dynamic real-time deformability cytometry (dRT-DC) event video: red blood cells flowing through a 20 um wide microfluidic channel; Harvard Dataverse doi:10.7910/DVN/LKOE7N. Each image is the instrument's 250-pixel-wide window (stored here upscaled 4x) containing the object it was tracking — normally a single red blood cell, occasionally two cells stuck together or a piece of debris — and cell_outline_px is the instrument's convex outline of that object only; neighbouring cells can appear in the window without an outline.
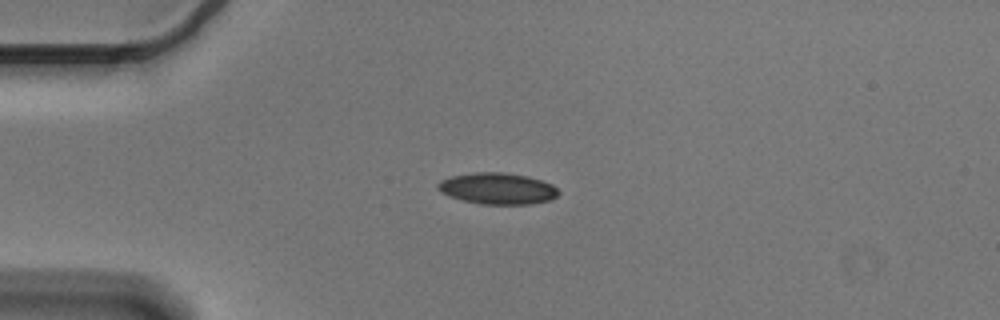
{"species": "Egyptian fruit bat (a non-hibernating species)", "species_latin": "Rousettus aegyptiacus", "temperature_condition": "cold", "stored_images_in_passage": 12, "camera_frame_rate_fps": 3000, "um_per_image_px": 0.085, "animal": {"sex": "male"}, "frame": {"image": 1, "passage_image": 2, "time_ms": 0.333, "image_size_px": [1000, 320], "cell_outline_px": [[560, 192], [552, 200], [532, 204], [480, 204], [464, 200], [440, 192], [436, 188], [436, 184], [440, 180], [452, 176], [476, 172], [500, 172], [528, 176], [552, 184]], "centroid_in_image_um": [42.3, 16.02], "position_along_channel_um": 42.7, "area_um2": 22.02}}
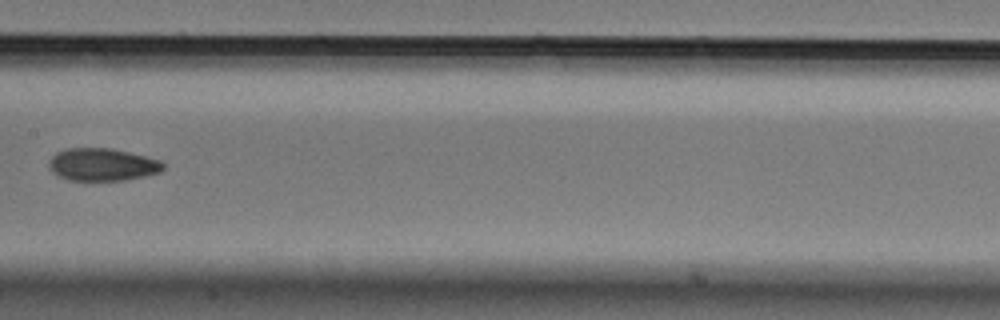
{"frame": {"image": 2, "passage_image": 6, "time_ms": 1.667, "image_size_px": [1000, 320], "cell_outline_px": [[164, 168], [160, 172], [144, 176], [124, 180], [68, 180], [52, 172], [48, 164], [48, 160], [56, 152], [68, 148], [112, 148], [160, 160], [164, 164]], "centroid_in_image_um": [8.68, 13.98], "position_along_channel_um": 198.7, "area_um2": 21.62}}
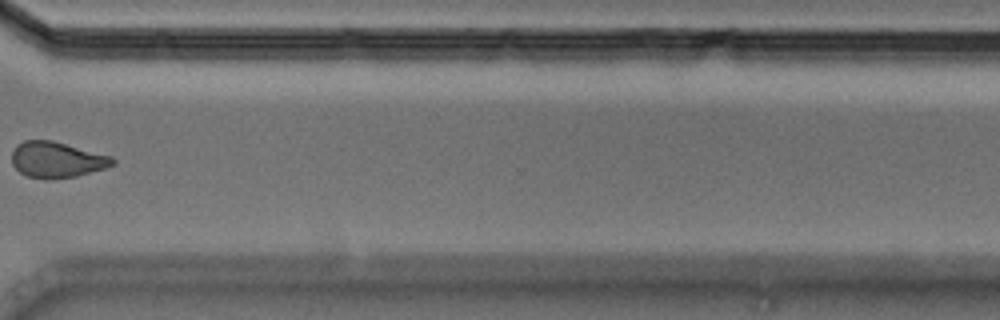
{"frame": {"image": 3, "passage_image": 10, "time_ms": 3.0, "image_size_px": [1000, 320], "cell_outline_px": [[116, 164], [108, 168], [76, 176], [52, 180], [48, 180], [28, 176], [20, 172], [12, 164], [12, 152], [16, 144], [24, 140], [52, 140], [112, 156], [116, 160]], "centroid_in_image_um": [4.85, 13.58], "position_along_channel_um": 365.7, "area_um2": 21.39}}